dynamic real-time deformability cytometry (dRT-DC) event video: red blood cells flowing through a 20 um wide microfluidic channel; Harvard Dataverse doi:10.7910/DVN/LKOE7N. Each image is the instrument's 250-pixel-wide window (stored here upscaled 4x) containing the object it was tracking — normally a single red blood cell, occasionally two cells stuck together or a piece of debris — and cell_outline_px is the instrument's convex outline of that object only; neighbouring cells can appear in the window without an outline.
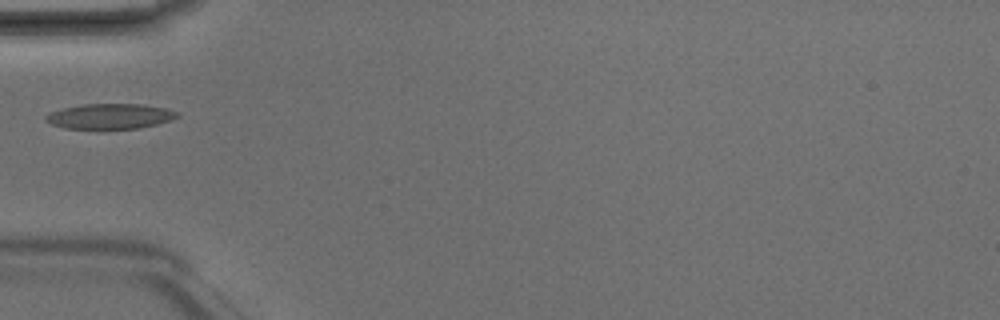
{"species": "Egyptian fruit bat (a non-hibernating species)", "species_latin": "Rousettus aegyptiacus", "temperature_condition": "room temperature", "stored_images_in_passage": 4, "camera_frame_rate_fps": 3000, "um_per_image_px": 0.085, "animal": {"sex": "male"}, "frame": {"image": 1, "passage_image": 4, "time_ms": 1.0, "image_size_px": [1000, 320], "cell_outline_px": [[180, 116], [172, 120], [140, 128], [64, 128], [52, 124], [44, 120], [44, 116], [48, 112], [64, 108], [84, 104], [144, 104], [168, 108], [180, 112]], "centroid_in_image_um": [9.39, 9.87], "position_along_channel_um": 75.6, "area_um2": 19.42}}